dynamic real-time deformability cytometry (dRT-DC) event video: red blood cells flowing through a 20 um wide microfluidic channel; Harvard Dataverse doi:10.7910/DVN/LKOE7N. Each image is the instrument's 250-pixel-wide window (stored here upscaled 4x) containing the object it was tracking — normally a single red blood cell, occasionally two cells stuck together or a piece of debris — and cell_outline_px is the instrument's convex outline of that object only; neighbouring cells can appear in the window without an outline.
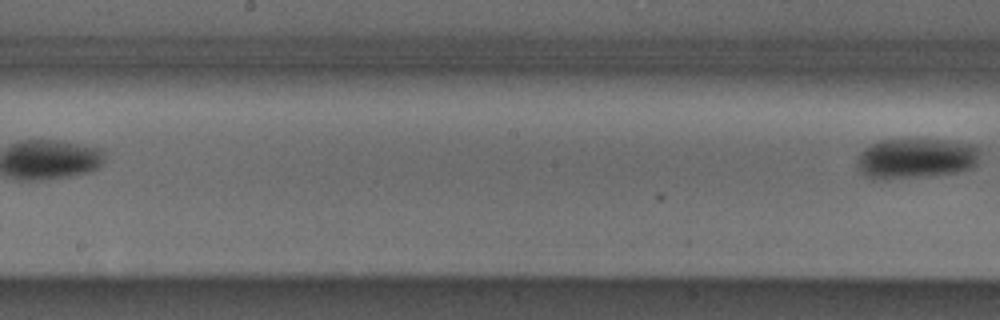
{"species": "Egyptian fruit bat (a non-hibernating species)", "species_latin": "Rousettus aegyptiacus", "temperature_condition": "cold", "stored_images_in_passage": 7, "segment_of_instrument_passage": [2, 2], "camera_frame_rate_fps": 3000, "um_per_image_px": 0.085, "animal": {"sex": "male"}, "frame": {"image": 1, "passage_image": 7, "time_ms": 8.0, "image_size_px": [1000, 320], "cell_outline_px": [[980, 160], [972, 168], [956, 172], [928, 176], [872, 180], [860, 172], [856, 164], [860, 152], [864, 148], [880, 140], [944, 140], [976, 144], [980, 148]], "centroid_in_image_um": [77.87, 13.47], "position_along_channel_um": 170.3, "area_um2": 29.13}}